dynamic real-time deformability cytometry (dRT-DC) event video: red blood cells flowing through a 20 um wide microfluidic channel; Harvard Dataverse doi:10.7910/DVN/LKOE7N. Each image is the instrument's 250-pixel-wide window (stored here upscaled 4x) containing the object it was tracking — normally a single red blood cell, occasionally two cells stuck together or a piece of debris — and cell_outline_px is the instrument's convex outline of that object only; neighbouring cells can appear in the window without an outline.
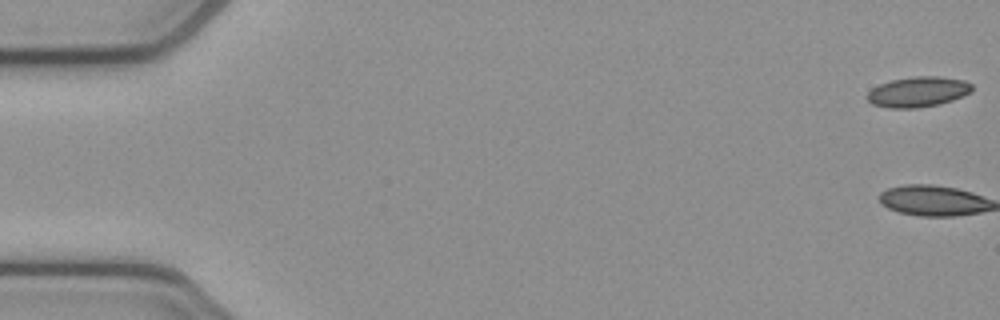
{"species": "common noctule bat (a hibernating species)", "species_latin": "Nyctalus noctula", "temperature_condition": "cold", "stored_images_in_passage": 53, "camera_frame_rate_fps": 3000, "um_per_image_px": 0.085, "animal": {"sex": "female", "body_mass_g": 21.9}, "frame": {"image": 1, "passage_image": 1, "time_ms": 0.0, "image_size_px": [1000, 320], "cell_outline_px": [[972, 92], [964, 96], [940, 104], [916, 108], [888, 108], [872, 104], [864, 96], [872, 88], [880, 84], [892, 80], [912, 76], [940, 76], [964, 80], [972, 84]], "centroid_in_image_um": [78.03, 7.81], "position_along_channel_um": 7.0, "area_um2": 18.73}}